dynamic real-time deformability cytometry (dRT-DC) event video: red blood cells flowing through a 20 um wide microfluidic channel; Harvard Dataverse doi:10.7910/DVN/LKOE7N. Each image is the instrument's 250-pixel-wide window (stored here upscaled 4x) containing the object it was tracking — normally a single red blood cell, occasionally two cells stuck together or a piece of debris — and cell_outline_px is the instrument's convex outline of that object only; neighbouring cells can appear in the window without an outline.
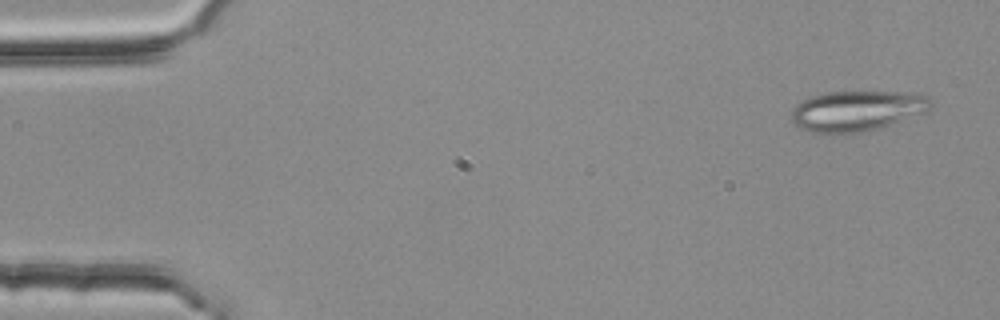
{"species": "common noctule bat (a hibernating species)", "species_latin": "Nyctalus noctula", "temperature_condition": "room temperature", "stored_images_in_passage": 52, "segment_of_instrument_passage": [1, 2], "camera_frame_rate_fps": 3000, "um_per_image_px": 0.085, "animal": {"sex": "female", "body_mass_g": 25.1}, "frame": {"image": 1, "passage_image": 3, "time_ms": 0.667, "image_size_px": [1000, 320], "cell_outline_px": [[932, 108], [928, 112], [864, 132], [844, 136], [812, 132], [800, 128], [792, 120], [792, 108], [796, 104], [812, 96], [828, 92], [920, 92], [928, 96], [932, 100]], "centroid_in_image_um": [72.88, 9.44], "position_along_channel_um": 12.1, "area_um2": 33.47}}